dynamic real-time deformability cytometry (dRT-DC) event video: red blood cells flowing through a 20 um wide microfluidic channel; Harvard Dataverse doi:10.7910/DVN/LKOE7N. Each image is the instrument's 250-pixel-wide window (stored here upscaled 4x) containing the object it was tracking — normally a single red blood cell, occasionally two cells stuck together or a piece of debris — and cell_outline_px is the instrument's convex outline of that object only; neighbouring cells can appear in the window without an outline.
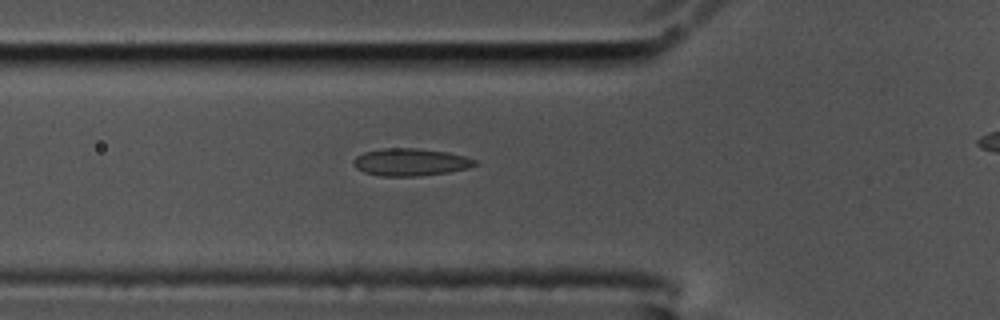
{"species": "common noctule bat (a hibernating species)", "species_latin": "Nyctalus noctula", "temperature_condition": "cold", "stored_images_in_passage": 40, "camera_frame_rate_fps": 3000, "um_per_image_px": 0.085, "animal": {"sex": "male", "body_mass_g": 17.5, "forearm_length_mm": 52.3}, "frame": {"image": 1, "passage_image": 9, "time_ms": 2.667, "image_size_px": [1000, 320], "cell_outline_px": [[480, 164], [468, 168], [448, 172], [416, 176], [380, 176], [364, 172], [356, 168], [352, 164], [352, 160], [356, 156], [364, 152], [384, 148], [416, 148], [448, 152], [464, 156], [476, 160]], "centroid_in_image_um": [34.88, 13.78], "position_along_channel_um": 90.9, "area_um2": 19.48}}
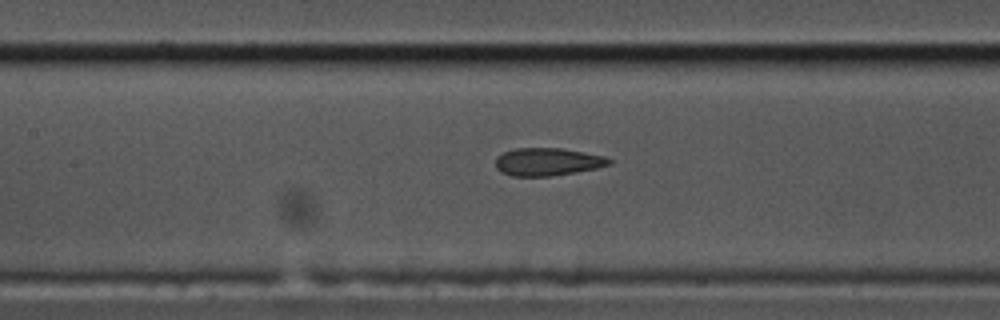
{"frame": {"image": 2, "passage_image": 15, "time_ms": 4.667, "image_size_px": [1000, 320], "cell_outline_px": [[612, 164], [596, 168], [576, 172], [548, 176], [512, 176], [500, 172], [496, 168], [496, 156], [504, 152], [516, 148], [560, 148], [604, 156], [612, 160]], "centroid_in_image_um": [46.52, 13.75], "position_along_channel_um": 160.9, "area_um2": 18.32}}
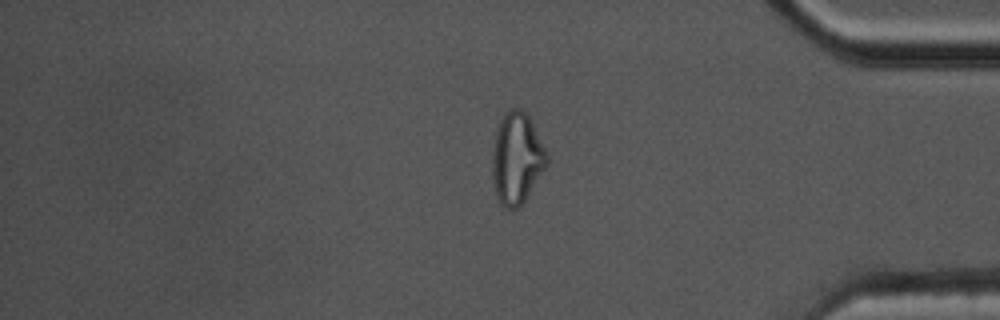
{"frame": {"image": 3, "passage_image": 37, "time_ms": 12.0, "image_size_px": [1000, 320], "cell_outline_px": [[548, 164], [524, 200], [512, 212], [504, 208], [500, 204], [496, 196], [492, 176], [492, 152], [496, 132], [500, 120], [508, 108], [520, 108], [528, 116], [548, 152]], "centroid_in_image_um": [43.91, 13.47], "position_along_channel_um": 391.3, "area_um2": 29.13}, "authors_computed_cell_mechanics": {"area_um2": 19.1318, "velocity_mm_per_s": 3.4705, "shape_relaxation_time_tau1_ms": null, "shape_relaxation_time_tau2_ms": 1.3579, "deformation_change_tau1": null, "deformation_change_tau2": 0.0703}}